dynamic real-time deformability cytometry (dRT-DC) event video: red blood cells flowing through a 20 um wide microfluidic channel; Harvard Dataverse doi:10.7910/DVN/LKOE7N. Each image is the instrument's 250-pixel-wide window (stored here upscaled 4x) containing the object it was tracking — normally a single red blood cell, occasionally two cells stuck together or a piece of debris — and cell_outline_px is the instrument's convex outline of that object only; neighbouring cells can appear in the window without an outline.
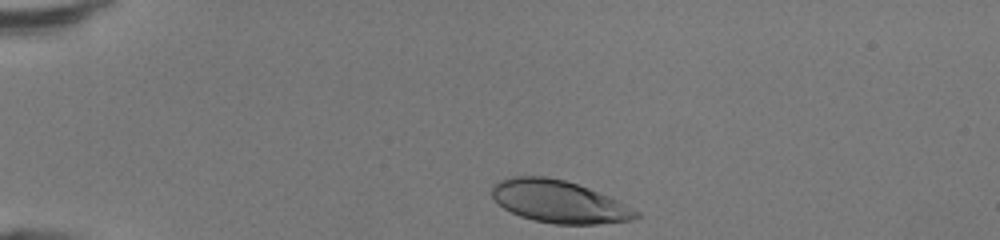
{"species": "human", "species_latin": "Homo sapiens", "temperature_condition": "room temperature", "stored_images_in_passage": 31, "camera_frame_rate_fps": 3000, "um_per_image_px": 0.085, "donor": {"sex": "female"}, "frame": {"image": 1, "passage_image": 1, "time_ms": 0.0, "image_size_px": [1000, 240], "cell_outline_px": [[640, 216], [632, 220], [596, 224], [552, 224], [532, 220], [520, 216], [504, 208], [492, 196], [492, 184], [500, 180], [512, 176], [544, 176], [564, 180], [588, 188], [620, 200], [640, 212]], "centroid_in_image_um": [47.53, 17.14], "position_along_channel_um": 37.5, "area_um2": 35.66}}
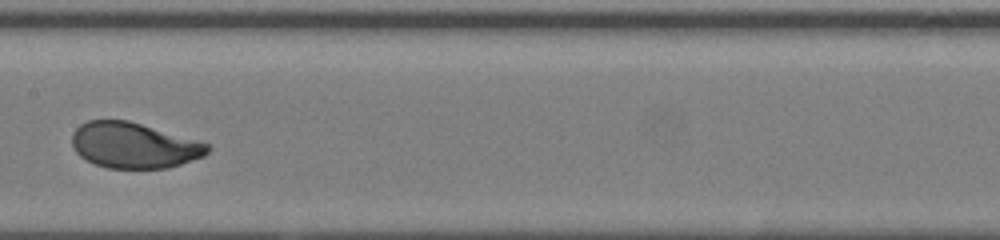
{"frame": {"image": 2, "passage_image": 16, "time_ms": 5.0, "image_size_px": [1000, 240], "cell_outline_px": [[212, 148], [204, 156], [168, 168], [108, 168], [96, 164], [80, 156], [76, 152], [72, 144], [72, 132], [80, 124], [88, 120], [128, 120], [200, 140], [212, 144]], "centroid_in_image_um": [11.42, 12.34], "position_along_channel_um": 196.0, "area_um2": 36.3}}
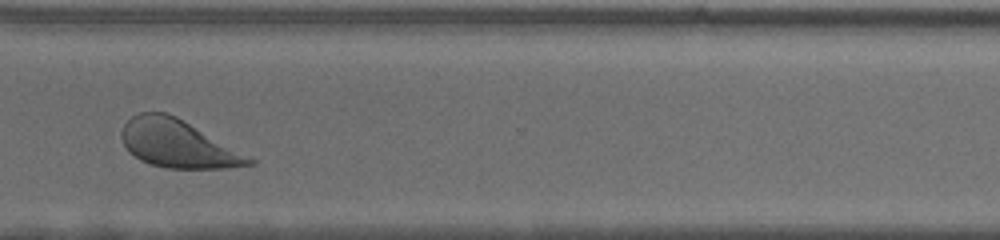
{"frame": {"image": 3, "passage_image": 27, "time_ms": 8.667, "image_size_px": [1000, 240], "cell_outline_px": [[256, 164], [224, 168], [168, 168], [152, 164], [140, 160], [128, 152], [120, 136], [120, 132], [124, 124], [132, 116], [140, 112], [164, 112], [176, 116], [256, 160]], "centroid_in_image_um": [15.08, 12.22], "position_along_channel_um": 355.5, "area_um2": 35.14}, "authors_computed_cell_mechanics": {"area_um2": 36.2984, "velocity_mm_per_s": 4.3523, "shape_relaxation_time_tau1_ms": 2.2743, "shape_relaxation_time_tau2_ms": null, "deformation_change_tau1": 0.1452, "deformation_change_tau2": null}}